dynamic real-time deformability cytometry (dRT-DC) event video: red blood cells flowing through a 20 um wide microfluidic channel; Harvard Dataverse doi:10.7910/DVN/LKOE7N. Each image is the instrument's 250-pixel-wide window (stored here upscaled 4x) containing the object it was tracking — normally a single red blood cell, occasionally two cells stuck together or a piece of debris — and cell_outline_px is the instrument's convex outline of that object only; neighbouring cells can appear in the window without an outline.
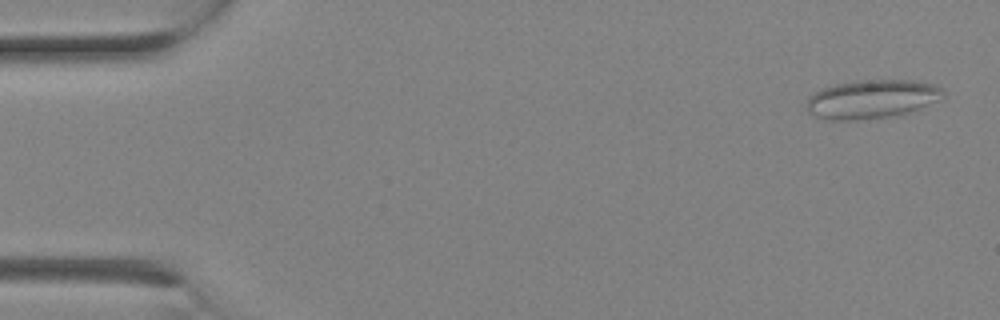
{"species": "Egyptian fruit bat (a non-hibernating species)", "species_latin": "Rousettus aegyptiacus", "temperature_condition": "room temperature", "stored_images_in_passage": 24, "camera_frame_rate_fps": 3000, "um_per_image_px": 0.085, "animal": {"sex": "female"}, "frame": {"image": 1, "passage_image": 1, "time_ms": 0.0, "image_size_px": [1000, 320], "cell_outline_px": [[944, 96], [904, 116], [856, 120], [828, 120], [816, 116], [808, 112], [804, 104], [808, 96], [812, 92], [820, 88], [836, 84], [856, 80], [920, 80], [936, 84], [944, 92]], "centroid_in_image_um": [74.08, 8.43], "position_along_channel_um": 10.9, "area_um2": 31.62}}
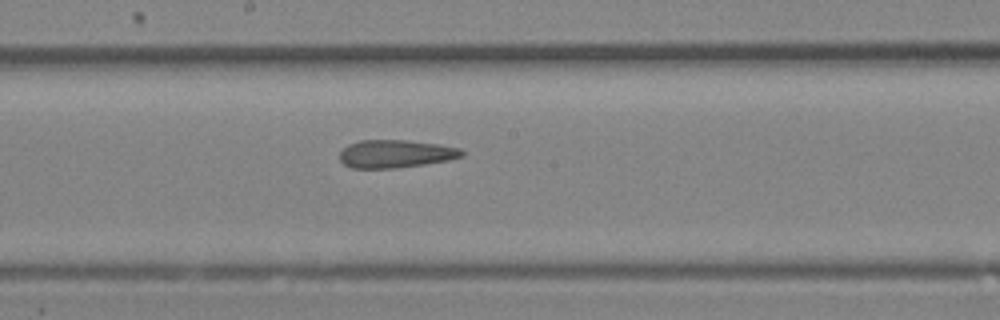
{"frame": {"image": 2, "passage_image": 13, "time_ms": 4.0, "image_size_px": [1000, 320], "cell_outline_px": [[464, 156], [448, 160], [424, 164], [396, 168], [352, 168], [344, 164], [340, 160], [340, 152], [348, 144], [360, 140], [408, 140], [436, 144], [460, 148], [464, 152]], "centroid_in_image_um": [33.62, 13.07], "position_along_channel_um": 214.6, "area_um2": 19.83}}
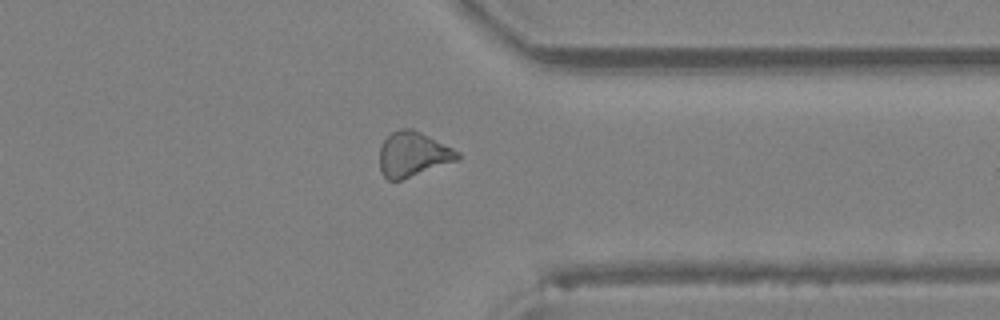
{"frame": {"image": 3, "passage_image": 19, "time_ms": 6.0, "image_size_px": [1000, 320], "cell_outline_px": [[460, 160], [400, 180], [388, 180], [380, 172], [380, 148], [384, 140], [392, 132], [400, 128], [412, 128], [460, 152]], "centroid_in_image_um": [35.1, 13.12], "position_along_channel_um": 376.3, "area_um2": 20.29}}